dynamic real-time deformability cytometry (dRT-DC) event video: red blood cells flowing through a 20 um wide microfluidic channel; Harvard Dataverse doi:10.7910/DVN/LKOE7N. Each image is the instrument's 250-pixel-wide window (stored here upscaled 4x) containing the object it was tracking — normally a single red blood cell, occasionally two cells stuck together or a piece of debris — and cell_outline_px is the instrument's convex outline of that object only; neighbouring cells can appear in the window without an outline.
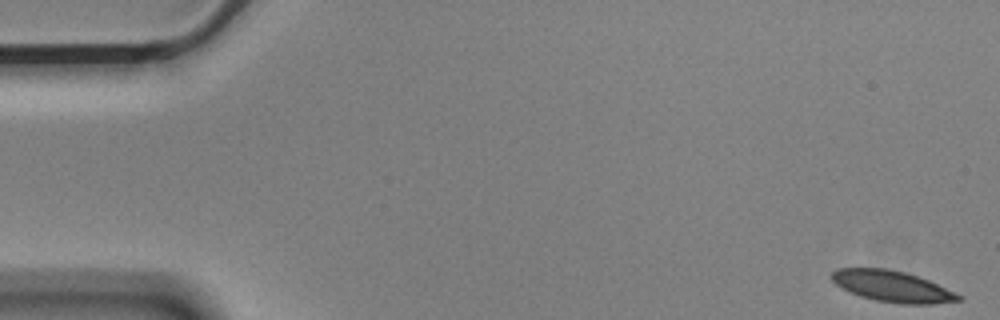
{"species": "Egyptian fruit bat (a non-hibernating species)", "species_latin": "Rousettus aegyptiacus", "temperature_condition": "cold", "stored_images_in_passage": 51, "camera_frame_rate_fps": 3000, "um_per_image_px": 0.085, "animal": {"sex": "male"}, "frame": {"image": 1, "passage_image": 1, "time_ms": 0.0, "image_size_px": [1000, 320], "cell_outline_px": [[964, 300], [932, 304], [900, 304], [876, 300], [860, 296], [836, 284], [832, 280], [832, 272], [836, 268], [884, 268], [904, 272], [928, 280], [964, 296]], "centroid_in_image_um": [75.89, 24.35], "position_along_channel_um": 9.1, "area_um2": 22.83}}
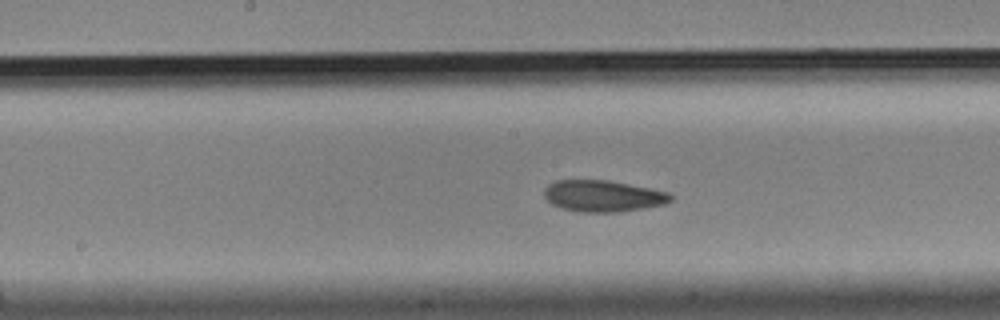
{"frame": {"image": 2, "passage_image": 28, "time_ms": 9.0, "image_size_px": [1000, 320], "cell_outline_px": [[672, 200], [664, 204], [644, 208], [616, 212], [580, 212], [560, 208], [552, 204], [544, 196], [544, 188], [548, 184], [556, 180], [608, 180], [668, 192], [672, 196]], "centroid_in_image_um": [51.22, 16.66], "position_along_channel_um": 197.0, "area_um2": 23.12}}
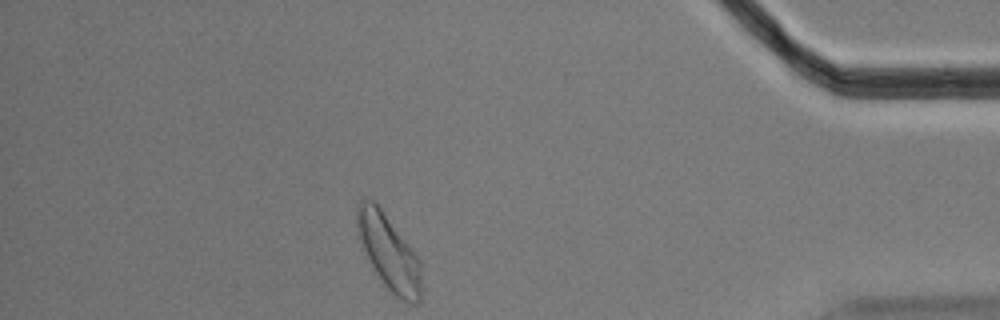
{"frame": {"image": 3, "passage_image": 49, "time_ms": 16.0, "image_size_px": [1000, 320], "cell_outline_px": [[420, 300], [412, 304], [400, 300], [384, 284], [376, 272], [360, 244], [356, 232], [356, 204], [364, 196], [372, 200], [380, 208], [420, 260]], "centroid_in_image_um": [32.99, 21.4], "position_along_channel_um": 402.2, "area_um2": 27.74}, "authors_computed_cell_mechanics": {"area_um2": 23.409, "velocity_mm_per_s": 3.5419, "shape_relaxation_time_tau1_ms": 4.9587, "shape_relaxation_time_tau2_ms": 4.8308, "deformation_change_tau1": 0.12, "deformation_change_tau2": 0.101}}